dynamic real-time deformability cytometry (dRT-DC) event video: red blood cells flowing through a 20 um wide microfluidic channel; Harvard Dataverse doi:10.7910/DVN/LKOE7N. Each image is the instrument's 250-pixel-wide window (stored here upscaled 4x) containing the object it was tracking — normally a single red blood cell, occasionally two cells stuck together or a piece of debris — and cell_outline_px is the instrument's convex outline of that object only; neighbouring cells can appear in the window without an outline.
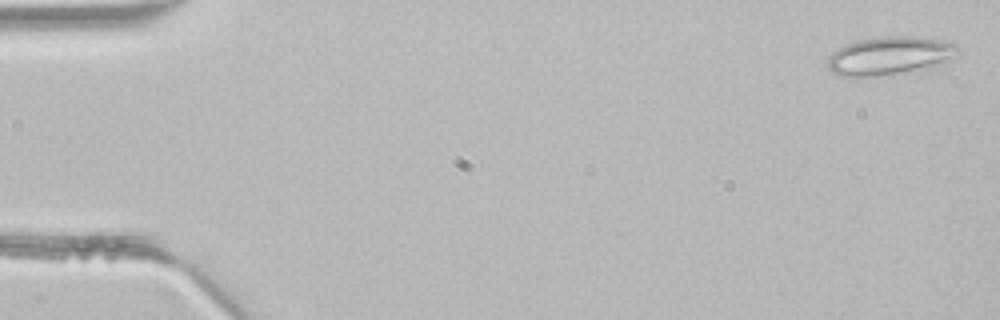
{"species": "common noctule bat (a hibernating species)", "species_latin": "Nyctalus noctula", "temperature_condition": "room temperature", "stored_images_in_passage": 3, "camera_frame_rate_fps": 3000, "um_per_image_px": 0.085, "animal": {"sex": "male", "body_mass_g": 21.5, "forearm_length_mm": 52.0}, "frame": {"image": 1, "passage_image": 1, "time_ms": 0.0, "image_size_px": [1000, 320], "cell_outline_px": [[960, 48], [944, 64], [896, 72], [868, 76], [840, 76], [832, 72], [828, 68], [828, 56], [832, 52], [844, 44], [860, 40], [884, 36], [912, 36], [940, 40], [956, 44]], "centroid_in_image_um": [75.57, 4.71], "position_along_channel_um": 9.4, "area_um2": 28.38}}